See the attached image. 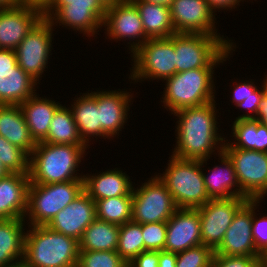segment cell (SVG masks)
Instances as JSON below:
<instances>
[{
  "label": "cell",
  "mask_w": 267,
  "mask_h": 267,
  "mask_svg": "<svg viewBox=\"0 0 267 267\" xmlns=\"http://www.w3.org/2000/svg\"><path fill=\"white\" fill-rule=\"evenodd\" d=\"M262 200H252V235L256 249L265 257L267 255V215L258 218L256 209Z\"/></svg>",
  "instance_id": "cell-40"
},
{
  "label": "cell",
  "mask_w": 267,
  "mask_h": 267,
  "mask_svg": "<svg viewBox=\"0 0 267 267\" xmlns=\"http://www.w3.org/2000/svg\"><path fill=\"white\" fill-rule=\"evenodd\" d=\"M76 267H128L117 251L79 250Z\"/></svg>",
  "instance_id": "cell-37"
},
{
  "label": "cell",
  "mask_w": 267,
  "mask_h": 267,
  "mask_svg": "<svg viewBox=\"0 0 267 267\" xmlns=\"http://www.w3.org/2000/svg\"><path fill=\"white\" fill-rule=\"evenodd\" d=\"M171 21L176 33L220 35L215 29V14L206 0H172Z\"/></svg>",
  "instance_id": "cell-17"
},
{
  "label": "cell",
  "mask_w": 267,
  "mask_h": 267,
  "mask_svg": "<svg viewBox=\"0 0 267 267\" xmlns=\"http://www.w3.org/2000/svg\"><path fill=\"white\" fill-rule=\"evenodd\" d=\"M264 257L214 255L211 267H261Z\"/></svg>",
  "instance_id": "cell-41"
},
{
  "label": "cell",
  "mask_w": 267,
  "mask_h": 267,
  "mask_svg": "<svg viewBox=\"0 0 267 267\" xmlns=\"http://www.w3.org/2000/svg\"><path fill=\"white\" fill-rule=\"evenodd\" d=\"M131 1H145L147 3H153L170 7L172 0H131Z\"/></svg>",
  "instance_id": "cell-48"
},
{
  "label": "cell",
  "mask_w": 267,
  "mask_h": 267,
  "mask_svg": "<svg viewBox=\"0 0 267 267\" xmlns=\"http://www.w3.org/2000/svg\"><path fill=\"white\" fill-rule=\"evenodd\" d=\"M53 144L86 145L74 121L71 109L60 106L52 117L47 137L42 141Z\"/></svg>",
  "instance_id": "cell-32"
},
{
  "label": "cell",
  "mask_w": 267,
  "mask_h": 267,
  "mask_svg": "<svg viewBox=\"0 0 267 267\" xmlns=\"http://www.w3.org/2000/svg\"><path fill=\"white\" fill-rule=\"evenodd\" d=\"M43 18L42 9L27 4L0 8V48L15 51Z\"/></svg>",
  "instance_id": "cell-18"
},
{
  "label": "cell",
  "mask_w": 267,
  "mask_h": 267,
  "mask_svg": "<svg viewBox=\"0 0 267 267\" xmlns=\"http://www.w3.org/2000/svg\"><path fill=\"white\" fill-rule=\"evenodd\" d=\"M139 187H133V222L144 224L167 221L178 209L171 193L157 175L151 176Z\"/></svg>",
  "instance_id": "cell-10"
},
{
  "label": "cell",
  "mask_w": 267,
  "mask_h": 267,
  "mask_svg": "<svg viewBox=\"0 0 267 267\" xmlns=\"http://www.w3.org/2000/svg\"><path fill=\"white\" fill-rule=\"evenodd\" d=\"M263 84L261 86V90L257 88L254 82L251 81H241L236 83L233 88V96H232V103L238 108L249 110L252 113L242 114L236 119H254L259 110V104L261 99L266 93L267 88V75L264 77L262 81ZM240 83V84H239ZM251 114V115H250Z\"/></svg>",
  "instance_id": "cell-33"
},
{
  "label": "cell",
  "mask_w": 267,
  "mask_h": 267,
  "mask_svg": "<svg viewBox=\"0 0 267 267\" xmlns=\"http://www.w3.org/2000/svg\"><path fill=\"white\" fill-rule=\"evenodd\" d=\"M26 219H0V267L22 264Z\"/></svg>",
  "instance_id": "cell-26"
},
{
  "label": "cell",
  "mask_w": 267,
  "mask_h": 267,
  "mask_svg": "<svg viewBox=\"0 0 267 267\" xmlns=\"http://www.w3.org/2000/svg\"><path fill=\"white\" fill-rule=\"evenodd\" d=\"M199 245H202V242L198 210L178 208L167 220L164 251L177 254Z\"/></svg>",
  "instance_id": "cell-20"
},
{
  "label": "cell",
  "mask_w": 267,
  "mask_h": 267,
  "mask_svg": "<svg viewBox=\"0 0 267 267\" xmlns=\"http://www.w3.org/2000/svg\"><path fill=\"white\" fill-rule=\"evenodd\" d=\"M129 79L165 80L176 74L175 34L169 38L148 39L133 54Z\"/></svg>",
  "instance_id": "cell-9"
},
{
  "label": "cell",
  "mask_w": 267,
  "mask_h": 267,
  "mask_svg": "<svg viewBox=\"0 0 267 267\" xmlns=\"http://www.w3.org/2000/svg\"><path fill=\"white\" fill-rule=\"evenodd\" d=\"M95 203L97 219L119 226L132 220V195L97 200Z\"/></svg>",
  "instance_id": "cell-34"
},
{
  "label": "cell",
  "mask_w": 267,
  "mask_h": 267,
  "mask_svg": "<svg viewBox=\"0 0 267 267\" xmlns=\"http://www.w3.org/2000/svg\"><path fill=\"white\" fill-rule=\"evenodd\" d=\"M29 174L8 173L0 178V219H25Z\"/></svg>",
  "instance_id": "cell-22"
},
{
  "label": "cell",
  "mask_w": 267,
  "mask_h": 267,
  "mask_svg": "<svg viewBox=\"0 0 267 267\" xmlns=\"http://www.w3.org/2000/svg\"><path fill=\"white\" fill-rule=\"evenodd\" d=\"M232 41L229 38L225 39L223 35L221 37L203 33H176V73L217 67L235 51L236 45Z\"/></svg>",
  "instance_id": "cell-4"
},
{
  "label": "cell",
  "mask_w": 267,
  "mask_h": 267,
  "mask_svg": "<svg viewBox=\"0 0 267 267\" xmlns=\"http://www.w3.org/2000/svg\"><path fill=\"white\" fill-rule=\"evenodd\" d=\"M214 68H197L179 72L166 78L164 107L171 113L186 107L200 106L215 101L213 70ZM215 94V95H214Z\"/></svg>",
  "instance_id": "cell-6"
},
{
  "label": "cell",
  "mask_w": 267,
  "mask_h": 267,
  "mask_svg": "<svg viewBox=\"0 0 267 267\" xmlns=\"http://www.w3.org/2000/svg\"><path fill=\"white\" fill-rule=\"evenodd\" d=\"M87 148V145L38 142L30 154V182L52 184L84 180V174L80 176L77 170Z\"/></svg>",
  "instance_id": "cell-2"
},
{
  "label": "cell",
  "mask_w": 267,
  "mask_h": 267,
  "mask_svg": "<svg viewBox=\"0 0 267 267\" xmlns=\"http://www.w3.org/2000/svg\"><path fill=\"white\" fill-rule=\"evenodd\" d=\"M7 174H8V172L5 170V168L2 166V164L0 162V178H3Z\"/></svg>",
  "instance_id": "cell-49"
},
{
  "label": "cell",
  "mask_w": 267,
  "mask_h": 267,
  "mask_svg": "<svg viewBox=\"0 0 267 267\" xmlns=\"http://www.w3.org/2000/svg\"><path fill=\"white\" fill-rule=\"evenodd\" d=\"M231 133L233 134L231 137L237 142L225 140L223 148H241L267 153V126L259 121L236 119Z\"/></svg>",
  "instance_id": "cell-29"
},
{
  "label": "cell",
  "mask_w": 267,
  "mask_h": 267,
  "mask_svg": "<svg viewBox=\"0 0 267 267\" xmlns=\"http://www.w3.org/2000/svg\"><path fill=\"white\" fill-rule=\"evenodd\" d=\"M24 4V0H0V8H9Z\"/></svg>",
  "instance_id": "cell-47"
},
{
  "label": "cell",
  "mask_w": 267,
  "mask_h": 267,
  "mask_svg": "<svg viewBox=\"0 0 267 267\" xmlns=\"http://www.w3.org/2000/svg\"><path fill=\"white\" fill-rule=\"evenodd\" d=\"M92 176L84 175V191L96 202L117 196L133 195V184L122 170L111 169ZM95 175V176H94Z\"/></svg>",
  "instance_id": "cell-23"
},
{
  "label": "cell",
  "mask_w": 267,
  "mask_h": 267,
  "mask_svg": "<svg viewBox=\"0 0 267 267\" xmlns=\"http://www.w3.org/2000/svg\"><path fill=\"white\" fill-rule=\"evenodd\" d=\"M132 2L140 13L142 26L148 39L169 38L176 34L171 21L170 7L145 1Z\"/></svg>",
  "instance_id": "cell-30"
},
{
  "label": "cell",
  "mask_w": 267,
  "mask_h": 267,
  "mask_svg": "<svg viewBox=\"0 0 267 267\" xmlns=\"http://www.w3.org/2000/svg\"><path fill=\"white\" fill-rule=\"evenodd\" d=\"M247 200L244 197L210 199L196 208L200 216L202 244L215 250L221 244L235 213Z\"/></svg>",
  "instance_id": "cell-14"
},
{
  "label": "cell",
  "mask_w": 267,
  "mask_h": 267,
  "mask_svg": "<svg viewBox=\"0 0 267 267\" xmlns=\"http://www.w3.org/2000/svg\"><path fill=\"white\" fill-rule=\"evenodd\" d=\"M252 200L235 213L214 255L264 257L255 247L252 235Z\"/></svg>",
  "instance_id": "cell-16"
},
{
  "label": "cell",
  "mask_w": 267,
  "mask_h": 267,
  "mask_svg": "<svg viewBox=\"0 0 267 267\" xmlns=\"http://www.w3.org/2000/svg\"><path fill=\"white\" fill-rule=\"evenodd\" d=\"M28 228L24 240L23 267L77 266L79 242L76 239L46 225Z\"/></svg>",
  "instance_id": "cell-3"
},
{
  "label": "cell",
  "mask_w": 267,
  "mask_h": 267,
  "mask_svg": "<svg viewBox=\"0 0 267 267\" xmlns=\"http://www.w3.org/2000/svg\"><path fill=\"white\" fill-rule=\"evenodd\" d=\"M117 90L98 92V109L100 125L102 127V138L112 139L119 136L124 124L128 119L133 93ZM130 103V104H129ZM116 135V136H115ZM112 137V138H111Z\"/></svg>",
  "instance_id": "cell-21"
},
{
  "label": "cell",
  "mask_w": 267,
  "mask_h": 267,
  "mask_svg": "<svg viewBox=\"0 0 267 267\" xmlns=\"http://www.w3.org/2000/svg\"><path fill=\"white\" fill-rule=\"evenodd\" d=\"M116 251L127 263L144 252L142 224L131 220L120 226Z\"/></svg>",
  "instance_id": "cell-35"
},
{
  "label": "cell",
  "mask_w": 267,
  "mask_h": 267,
  "mask_svg": "<svg viewBox=\"0 0 267 267\" xmlns=\"http://www.w3.org/2000/svg\"><path fill=\"white\" fill-rule=\"evenodd\" d=\"M74 104V105H73ZM71 107L74 121L77 124L79 135L82 141L89 145L91 137H102V127L98 109V90L95 92L83 93L75 98Z\"/></svg>",
  "instance_id": "cell-27"
},
{
  "label": "cell",
  "mask_w": 267,
  "mask_h": 267,
  "mask_svg": "<svg viewBox=\"0 0 267 267\" xmlns=\"http://www.w3.org/2000/svg\"><path fill=\"white\" fill-rule=\"evenodd\" d=\"M0 135L29 155L36 147L20 105H0Z\"/></svg>",
  "instance_id": "cell-28"
},
{
  "label": "cell",
  "mask_w": 267,
  "mask_h": 267,
  "mask_svg": "<svg viewBox=\"0 0 267 267\" xmlns=\"http://www.w3.org/2000/svg\"><path fill=\"white\" fill-rule=\"evenodd\" d=\"M11 267H23L22 264H18V265H14V266H11Z\"/></svg>",
  "instance_id": "cell-51"
},
{
  "label": "cell",
  "mask_w": 267,
  "mask_h": 267,
  "mask_svg": "<svg viewBox=\"0 0 267 267\" xmlns=\"http://www.w3.org/2000/svg\"><path fill=\"white\" fill-rule=\"evenodd\" d=\"M177 254L168 251H159L158 267H176Z\"/></svg>",
  "instance_id": "cell-44"
},
{
  "label": "cell",
  "mask_w": 267,
  "mask_h": 267,
  "mask_svg": "<svg viewBox=\"0 0 267 267\" xmlns=\"http://www.w3.org/2000/svg\"><path fill=\"white\" fill-rule=\"evenodd\" d=\"M95 219L96 203L83 191L59 211L46 226L79 241L84 230Z\"/></svg>",
  "instance_id": "cell-19"
},
{
  "label": "cell",
  "mask_w": 267,
  "mask_h": 267,
  "mask_svg": "<svg viewBox=\"0 0 267 267\" xmlns=\"http://www.w3.org/2000/svg\"><path fill=\"white\" fill-rule=\"evenodd\" d=\"M159 251H144L135 257L128 267H158Z\"/></svg>",
  "instance_id": "cell-42"
},
{
  "label": "cell",
  "mask_w": 267,
  "mask_h": 267,
  "mask_svg": "<svg viewBox=\"0 0 267 267\" xmlns=\"http://www.w3.org/2000/svg\"><path fill=\"white\" fill-rule=\"evenodd\" d=\"M109 2L110 0H52L43 10V17L53 26L59 23L87 37L94 36L103 26Z\"/></svg>",
  "instance_id": "cell-7"
},
{
  "label": "cell",
  "mask_w": 267,
  "mask_h": 267,
  "mask_svg": "<svg viewBox=\"0 0 267 267\" xmlns=\"http://www.w3.org/2000/svg\"><path fill=\"white\" fill-rule=\"evenodd\" d=\"M120 226L95 219L83 232L79 242V250L116 251Z\"/></svg>",
  "instance_id": "cell-31"
},
{
  "label": "cell",
  "mask_w": 267,
  "mask_h": 267,
  "mask_svg": "<svg viewBox=\"0 0 267 267\" xmlns=\"http://www.w3.org/2000/svg\"><path fill=\"white\" fill-rule=\"evenodd\" d=\"M52 31H54L53 25L43 18L15 50L18 66L38 83L43 77V72L48 68L49 56L52 55L50 54L53 49Z\"/></svg>",
  "instance_id": "cell-13"
},
{
  "label": "cell",
  "mask_w": 267,
  "mask_h": 267,
  "mask_svg": "<svg viewBox=\"0 0 267 267\" xmlns=\"http://www.w3.org/2000/svg\"><path fill=\"white\" fill-rule=\"evenodd\" d=\"M221 166L214 165L208 175L203 173L205 188L210 199H228L232 197L247 198L241 191L236 172L229 156L224 152L218 154ZM238 187V188H236Z\"/></svg>",
  "instance_id": "cell-24"
},
{
  "label": "cell",
  "mask_w": 267,
  "mask_h": 267,
  "mask_svg": "<svg viewBox=\"0 0 267 267\" xmlns=\"http://www.w3.org/2000/svg\"><path fill=\"white\" fill-rule=\"evenodd\" d=\"M215 251L204 244L177 253L176 267H211Z\"/></svg>",
  "instance_id": "cell-38"
},
{
  "label": "cell",
  "mask_w": 267,
  "mask_h": 267,
  "mask_svg": "<svg viewBox=\"0 0 267 267\" xmlns=\"http://www.w3.org/2000/svg\"><path fill=\"white\" fill-rule=\"evenodd\" d=\"M60 106L56 100L39 97L37 93L20 104L30 135L36 143L47 137L52 117Z\"/></svg>",
  "instance_id": "cell-25"
},
{
  "label": "cell",
  "mask_w": 267,
  "mask_h": 267,
  "mask_svg": "<svg viewBox=\"0 0 267 267\" xmlns=\"http://www.w3.org/2000/svg\"><path fill=\"white\" fill-rule=\"evenodd\" d=\"M216 101L200 106L186 107L172 113L176 123V146L172 156L183 160H208L217 150L223 151L225 139L217 127ZM218 145V146H217ZM215 149V150H213Z\"/></svg>",
  "instance_id": "cell-1"
},
{
  "label": "cell",
  "mask_w": 267,
  "mask_h": 267,
  "mask_svg": "<svg viewBox=\"0 0 267 267\" xmlns=\"http://www.w3.org/2000/svg\"><path fill=\"white\" fill-rule=\"evenodd\" d=\"M223 151L233 163L242 193L249 200H263L267 195V153L241 148Z\"/></svg>",
  "instance_id": "cell-11"
},
{
  "label": "cell",
  "mask_w": 267,
  "mask_h": 267,
  "mask_svg": "<svg viewBox=\"0 0 267 267\" xmlns=\"http://www.w3.org/2000/svg\"><path fill=\"white\" fill-rule=\"evenodd\" d=\"M103 27H107L105 34L108 39L121 41L128 38L130 53H134L145 41L148 40L142 26L140 13L131 0H110ZM137 40H136V39ZM141 39V40H140ZM132 41V42H130Z\"/></svg>",
  "instance_id": "cell-12"
},
{
  "label": "cell",
  "mask_w": 267,
  "mask_h": 267,
  "mask_svg": "<svg viewBox=\"0 0 267 267\" xmlns=\"http://www.w3.org/2000/svg\"><path fill=\"white\" fill-rule=\"evenodd\" d=\"M37 84L18 66L14 50L0 48V105H20L36 93Z\"/></svg>",
  "instance_id": "cell-15"
},
{
  "label": "cell",
  "mask_w": 267,
  "mask_h": 267,
  "mask_svg": "<svg viewBox=\"0 0 267 267\" xmlns=\"http://www.w3.org/2000/svg\"><path fill=\"white\" fill-rule=\"evenodd\" d=\"M144 251H162L166 243L167 221L142 224Z\"/></svg>",
  "instance_id": "cell-39"
},
{
  "label": "cell",
  "mask_w": 267,
  "mask_h": 267,
  "mask_svg": "<svg viewBox=\"0 0 267 267\" xmlns=\"http://www.w3.org/2000/svg\"><path fill=\"white\" fill-rule=\"evenodd\" d=\"M52 0H24V4L44 10Z\"/></svg>",
  "instance_id": "cell-46"
},
{
  "label": "cell",
  "mask_w": 267,
  "mask_h": 267,
  "mask_svg": "<svg viewBox=\"0 0 267 267\" xmlns=\"http://www.w3.org/2000/svg\"><path fill=\"white\" fill-rule=\"evenodd\" d=\"M264 267H267V255L264 257L263 264Z\"/></svg>",
  "instance_id": "cell-50"
},
{
  "label": "cell",
  "mask_w": 267,
  "mask_h": 267,
  "mask_svg": "<svg viewBox=\"0 0 267 267\" xmlns=\"http://www.w3.org/2000/svg\"><path fill=\"white\" fill-rule=\"evenodd\" d=\"M84 191V180L63 183L29 184L28 209L25 218L29 226L47 225L66 205Z\"/></svg>",
  "instance_id": "cell-8"
},
{
  "label": "cell",
  "mask_w": 267,
  "mask_h": 267,
  "mask_svg": "<svg viewBox=\"0 0 267 267\" xmlns=\"http://www.w3.org/2000/svg\"><path fill=\"white\" fill-rule=\"evenodd\" d=\"M30 155L0 135V162L8 173L29 174Z\"/></svg>",
  "instance_id": "cell-36"
},
{
  "label": "cell",
  "mask_w": 267,
  "mask_h": 267,
  "mask_svg": "<svg viewBox=\"0 0 267 267\" xmlns=\"http://www.w3.org/2000/svg\"><path fill=\"white\" fill-rule=\"evenodd\" d=\"M254 120H257L267 126V88L265 95L261 99L259 110Z\"/></svg>",
  "instance_id": "cell-45"
},
{
  "label": "cell",
  "mask_w": 267,
  "mask_h": 267,
  "mask_svg": "<svg viewBox=\"0 0 267 267\" xmlns=\"http://www.w3.org/2000/svg\"><path fill=\"white\" fill-rule=\"evenodd\" d=\"M244 0H206L209 8L215 13L216 10H232L235 9L240 2Z\"/></svg>",
  "instance_id": "cell-43"
},
{
  "label": "cell",
  "mask_w": 267,
  "mask_h": 267,
  "mask_svg": "<svg viewBox=\"0 0 267 267\" xmlns=\"http://www.w3.org/2000/svg\"><path fill=\"white\" fill-rule=\"evenodd\" d=\"M167 168L159 179L171 193L178 208L196 209L210 198L207 194L203 168L207 160H183L170 155ZM160 174V175H159Z\"/></svg>",
  "instance_id": "cell-5"
}]
</instances>
